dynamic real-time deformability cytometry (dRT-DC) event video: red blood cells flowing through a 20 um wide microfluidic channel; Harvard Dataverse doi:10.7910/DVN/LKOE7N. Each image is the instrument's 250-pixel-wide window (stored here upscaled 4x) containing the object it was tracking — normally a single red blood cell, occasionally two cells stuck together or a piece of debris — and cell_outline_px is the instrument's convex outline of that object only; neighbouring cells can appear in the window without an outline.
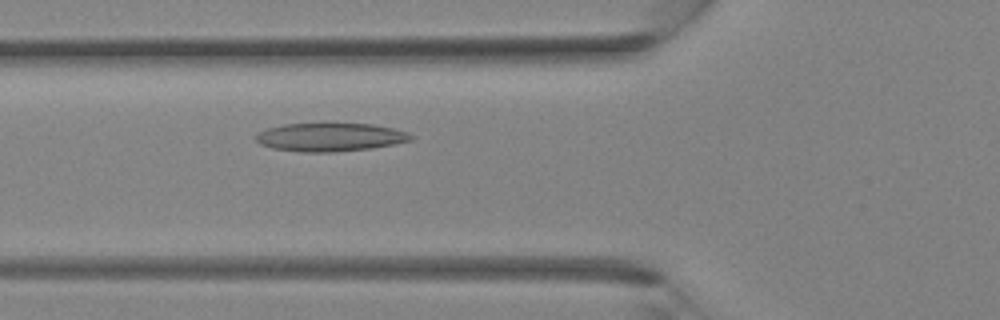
{"species": "Egyptian fruit bat (a non-hibernating species)", "species_latin": "Rousettus aegyptiacus", "temperature_condition": "room temperature", "stored_images_in_passage": 34, "camera_frame_rate_fps": 3000, "um_per_image_px": 0.085, "animal": {"sex": "female"}, "frame": {"image": 1, "passage_image": 11, "time_ms": 3.333, "image_size_px": [1000, 320], "cell_outline_px": [[412, 140], [372, 148], [332, 152], [304, 152], [272, 148], [260, 144], [256, 140], [256, 132], [268, 128], [284, 124], [324, 120], [372, 124], [392, 128], [408, 132], [412, 136]], "centroid_in_image_um": [28.02, 11.6], "position_along_channel_um": 97.8, "area_um2": 26.65}}
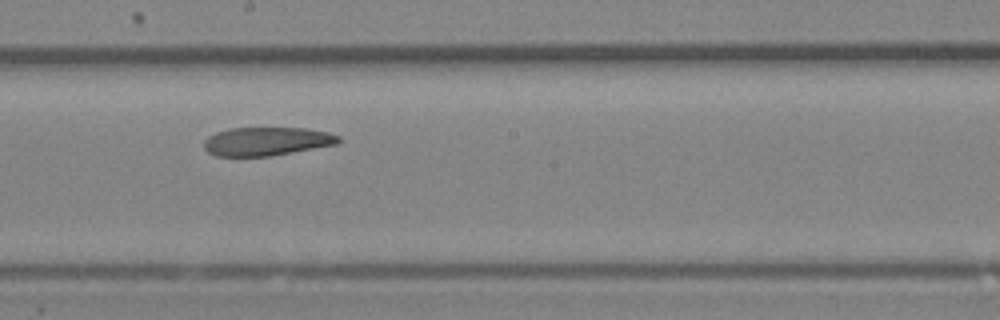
{"frame": {"image": 2, "passage_image": 18, "time_ms": 5.667, "image_size_px": [1000, 320], "cell_outline_px": [[340, 140], [336, 144], [268, 156], [216, 156], [208, 152], [204, 148], [204, 140], [208, 136], [216, 132], [228, 128], [304, 128], [328, 132], [340, 136]], "centroid_in_image_um": [22.62, 12.0], "position_along_channel_um": 225.6, "area_um2": 22.2}}
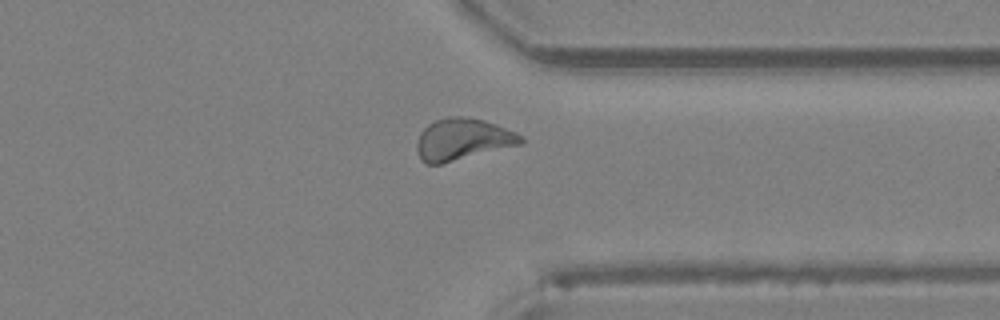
{"frame": {"image": 3, "passage_image": 26, "time_ms": 8.333, "image_size_px": [1000, 320], "cell_outline_px": [[524, 144], [440, 164], [424, 164], [420, 160], [416, 148], [416, 144], [420, 132], [428, 124], [436, 120], [448, 116], [460, 116], [484, 120], [496, 124], [516, 132], [524, 136]], "centroid_in_image_um": [39.33, 11.85], "position_along_channel_um": 372.1, "area_um2": 25.55}}